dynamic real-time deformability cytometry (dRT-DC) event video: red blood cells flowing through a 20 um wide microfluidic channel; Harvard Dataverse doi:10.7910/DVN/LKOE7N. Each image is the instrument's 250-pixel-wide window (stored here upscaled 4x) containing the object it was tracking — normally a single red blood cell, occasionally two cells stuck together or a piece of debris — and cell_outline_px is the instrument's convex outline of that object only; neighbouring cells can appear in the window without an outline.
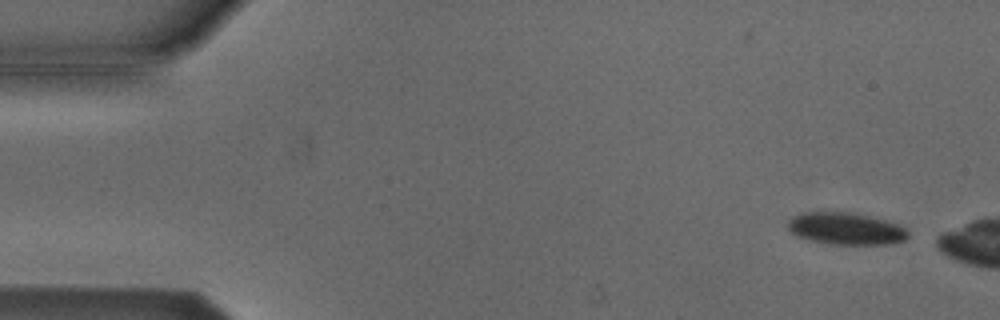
{"species": "Egyptian fruit bat (a non-hibernating species)", "species_latin": "Rousettus aegyptiacus", "temperature_condition": "cold", "stored_images_in_passage": 5, "camera_frame_rate_fps": 3000, "um_per_image_px": 0.085, "animal": {"sex": "male"}, "frame": {"image": 1, "passage_image": 1, "time_ms": 0.0, "image_size_px": [1000, 320], "cell_outline_px": [[908, 236], [904, 240], [892, 244], [828, 244], [808, 240], [796, 236], [788, 228], [788, 220], [792, 216], [800, 212], [852, 212], [884, 220], [908, 228]], "centroid_in_image_um": [71.87, 19.43], "position_along_channel_um": 13.1, "area_um2": 22.6}}